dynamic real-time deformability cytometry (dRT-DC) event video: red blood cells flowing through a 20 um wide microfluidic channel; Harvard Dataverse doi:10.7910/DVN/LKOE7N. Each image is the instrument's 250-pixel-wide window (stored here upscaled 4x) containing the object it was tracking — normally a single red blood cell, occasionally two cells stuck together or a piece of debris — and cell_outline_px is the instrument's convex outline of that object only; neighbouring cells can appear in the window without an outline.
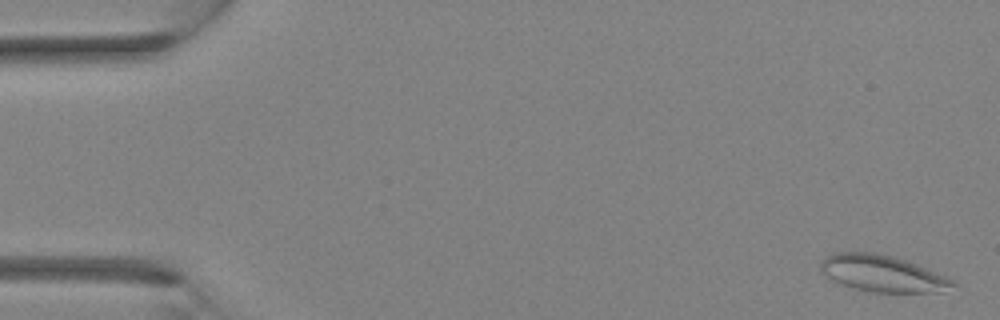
{"species": "Egyptian fruit bat (a non-hibernating species)", "species_latin": "Rousettus aegyptiacus", "temperature_condition": "room temperature", "stored_images_in_passage": 34, "camera_frame_rate_fps": 3000, "um_per_image_px": 0.085, "animal": {"sex": "female"}, "frame": {"image": 1, "passage_image": 1, "time_ms": 0.0, "image_size_px": [1000, 320], "cell_outline_px": [[960, 284], [940, 292], [872, 292], [856, 288], [832, 280], [820, 268], [820, 264], [828, 256], [836, 252], [872, 252], [892, 256], [916, 264], [944, 276]], "centroid_in_image_um": [75.04, 23.25], "position_along_channel_um": 10.0, "area_um2": 27.57}}
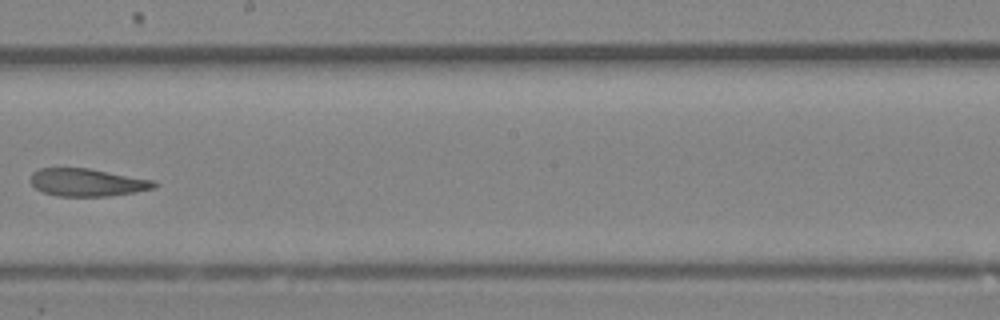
{"frame": {"image": 2, "passage_image": 20, "time_ms": 6.333, "image_size_px": [1000, 320], "cell_outline_px": [[156, 188], [136, 192], [108, 196], [56, 196], [44, 192], [36, 188], [32, 184], [32, 172], [40, 168], [88, 168], [156, 180]], "centroid_in_image_um": [7.46, 15.5], "position_along_channel_um": 240.7, "area_um2": 19.94}}
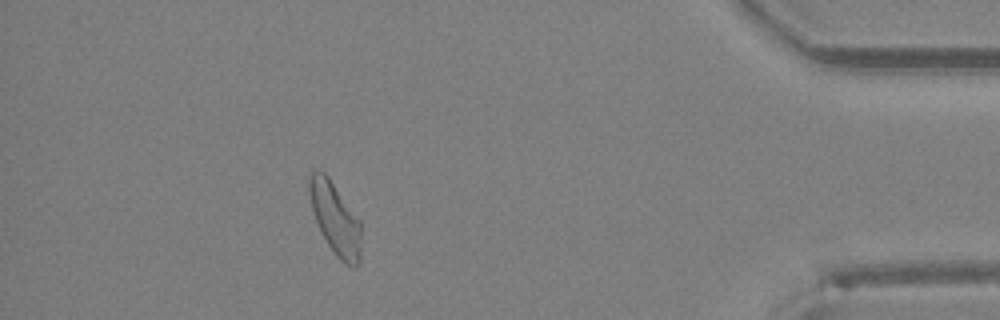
{"frame": {"image": 3, "passage_image": 31, "time_ms": 10.0, "image_size_px": [1000, 320], "cell_outline_px": [[360, 260], [356, 268], [352, 268], [340, 260], [336, 256], [320, 232], [312, 212], [308, 192], [308, 176], [312, 172], [324, 172], [328, 176], [360, 220]], "centroid_in_image_um": [28.48, 18.6], "position_along_channel_um": 406.7, "area_um2": 21.85}}